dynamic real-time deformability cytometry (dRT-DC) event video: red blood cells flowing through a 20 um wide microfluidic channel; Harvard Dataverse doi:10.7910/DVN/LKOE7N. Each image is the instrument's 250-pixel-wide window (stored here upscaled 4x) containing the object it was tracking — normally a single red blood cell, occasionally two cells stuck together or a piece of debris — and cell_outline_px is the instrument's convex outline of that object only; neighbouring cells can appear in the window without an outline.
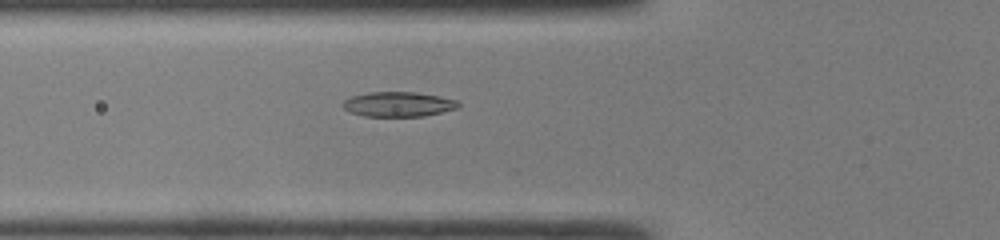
{"species": "common noctule bat (a hibernating species)", "species_latin": "Nyctalus noctula", "temperature_condition": "room temperature", "stored_images_in_passage": 9, "camera_frame_rate_fps": 3000, "um_per_image_px": 0.085, "animal": {"sex": "male", "body_mass_g": 19.0, "forearm_length_mm": 50.8}, "frame": {"image": 1, "passage_image": 2, "time_ms": 0.333, "image_size_px": [1000, 240], "cell_outline_px": [[460, 108], [424, 116], [364, 116], [352, 112], [344, 108], [340, 104], [344, 100], [352, 96], [368, 92], [416, 92], [440, 96], [456, 100], [460, 104]], "centroid_in_image_um": [33.88, 8.85], "position_along_channel_um": 91.9, "area_um2": 16.76}}
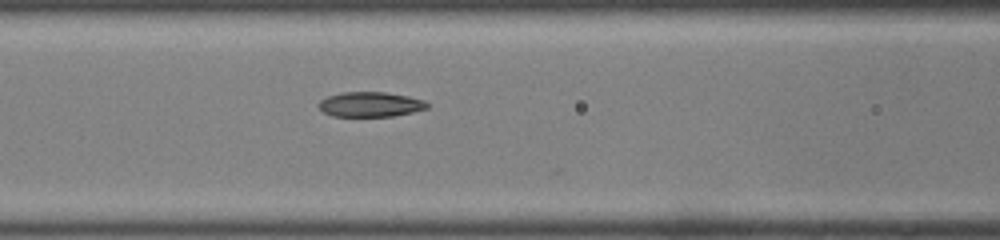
{"frame": {"image": 2, "passage_image": 5, "time_ms": 1.333, "image_size_px": [1000, 240], "cell_outline_px": [[428, 108], [412, 112], [392, 116], [332, 116], [324, 112], [316, 104], [320, 100], [328, 96], [340, 92], [384, 92], [408, 96], [424, 100], [428, 104]], "centroid_in_image_um": [31.45, 8.87], "position_along_channel_um": 135.1, "area_um2": 15.72}}
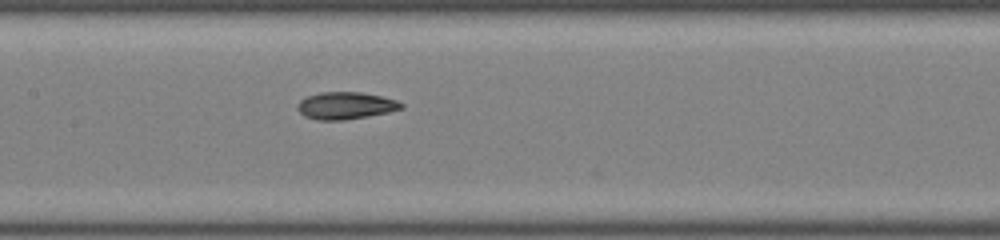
{"frame": {"image": 3, "passage_image": 8, "time_ms": 2.333, "image_size_px": [1000, 240], "cell_outline_px": [[404, 108], [388, 112], [368, 116], [344, 120], [316, 120], [304, 116], [296, 108], [296, 104], [300, 100], [308, 96], [320, 92], [360, 92], [380, 96], [396, 100], [404, 104]], "centroid_in_image_um": [29.35, 8.98], "position_along_channel_um": 178.0, "area_um2": 16.47}}